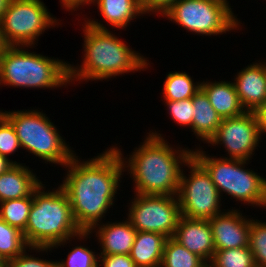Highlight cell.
Masks as SVG:
<instances>
[{"label": "cell", "instance_id": "8fae6325", "mask_svg": "<svg viewBox=\"0 0 266 267\" xmlns=\"http://www.w3.org/2000/svg\"><path fill=\"white\" fill-rule=\"evenodd\" d=\"M128 219L137 231L157 232L173 237L181 216L177 196L137 194Z\"/></svg>", "mask_w": 266, "mask_h": 267}, {"label": "cell", "instance_id": "836d02e7", "mask_svg": "<svg viewBox=\"0 0 266 267\" xmlns=\"http://www.w3.org/2000/svg\"><path fill=\"white\" fill-rule=\"evenodd\" d=\"M258 123L260 137L262 133L266 134V102L253 111Z\"/></svg>", "mask_w": 266, "mask_h": 267}, {"label": "cell", "instance_id": "ffe728a7", "mask_svg": "<svg viewBox=\"0 0 266 267\" xmlns=\"http://www.w3.org/2000/svg\"><path fill=\"white\" fill-rule=\"evenodd\" d=\"M193 122L192 132L201 140L209 142L216 134L222 118L212 107L208 96L200 90L192 97Z\"/></svg>", "mask_w": 266, "mask_h": 267}, {"label": "cell", "instance_id": "d6a6232c", "mask_svg": "<svg viewBox=\"0 0 266 267\" xmlns=\"http://www.w3.org/2000/svg\"><path fill=\"white\" fill-rule=\"evenodd\" d=\"M144 14L159 13L162 16L177 0H139Z\"/></svg>", "mask_w": 266, "mask_h": 267}, {"label": "cell", "instance_id": "603a6c76", "mask_svg": "<svg viewBox=\"0 0 266 267\" xmlns=\"http://www.w3.org/2000/svg\"><path fill=\"white\" fill-rule=\"evenodd\" d=\"M163 88L164 100L179 101L192 98L200 90L201 83H193L186 72H173L167 75Z\"/></svg>", "mask_w": 266, "mask_h": 267}, {"label": "cell", "instance_id": "7a4b0ae2", "mask_svg": "<svg viewBox=\"0 0 266 267\" xmlns=\"http://www.w3.org/2000/svg\"><path fill=\"white\" fill-rule=\"evenodd\" d=\"M148 134L143 145L134 150L128 161H124L126 158L122 157L124 167L128 168L133 177L135 192L144 195L177 196L181 166L190 160L193 150L181 147L176 150L168 145L160 133Z\"/></svg>", "mask_w": 266, "mask_h": 267}, {"label": "cell", "instance_id": "6da1fadb", "mask_svg": "<svg viewBox=\"0 0 266 267\" xmlns=\"http://www.w3.org/2000/svg\"><path fill=\"white\" fill-rule=\"evenodd\" d=\"M122 153L118 147L80 161L74 155L68 167V174L60 186L66 192L72 214L81 231H90L100 223L108 208L112 207L119 181L124 172Z\"/></svg>", "mask_w": 266, "mask_h": 267}, {"label": "cell", "instance_id": "cb8c5ba5", "mask_svg": "<svg viewBox=\"0 0 266 267\" xmlns=\"http://www.w3.org/2000/svg\"><path fill=\"white\" fill-rule=\"evenodd\" d=\"M32 203L33 194L29 197L0 202V218L24 232Z\"/></svg>", "mask_w": 266, "mask_h": 267}, {"label": "cell", "instance_id": "30bf717a", "mask_svg": "<svg viewBox=\"0 0 266 267\" xmlns=\"http://www.w3.org/2000/svg\"><path fill=\"white\" fill-rule=\"evenodd\" d=\"M186 165L190 177L182 170L177 194L181 216L208 220L221 214V197L210 175L193 157Z\"/></svg>", "mask_w": 266, "mask_h": 267}, {"label": "cell", "instance_id": "5bb4252c", "mask_svg": "<svg viewBox=\"0 0 266 267\" xmlns=\"http://www.w3.org/2000/svg\"><path fill=\"white\" fill-rule=\"evenodd\" d=\"M191 253L201 257L207 264L216 251L209 220L190 219L180 216L172 237Z\"/></svg>", "mask_w": 266, "mask_h": 267}, {"label": "cell", "instance_id": "484cf974", "mask_svg": "<svg viewBox=\"0 0 266 267\" xmlns=\"http://www.w3.org/2000/svg\"><path fill=\"white\" fill-rule=\"evenodd\" d=\"M208 267H256L249 246L216 250Z\"/></svg>", "mask_w": 266, "mask_h": 267}, {"label": "cell", "instance_id": "3957f363", "mask_svg": "<svg viewBox=\"0 0 266 267\" xmlns=\"http://www.w3.org/2000/svg\"><path fill=\"white\" fill-rule=\"evenodd\" d=\"M84 59L79 68L68 64L69 82L73 80H104L148 68L147 58L128 48L103 24L85 20ZM76 78V79H75Z\"/></svg>", "mask_w": 266, "mask_h": 267}, {"label": "cell", "instance_id": "d6986e66", "mask_svg": "<svg viewBox=\"0 0 266 267\" xmlns=\"http://www.w3.org/2000/svg\"><path fill=\"white\" fill-rule=\"evenodd\" d=\"M167 237L157 232L137 231L130 257L136 267H160Z\"/></svg>", "mask_w": 266, "mask_h": 267}, {"label": "cell", "instance_id": "74e56055", "mask_svg": "<svg viewBox=\"0 0 266 267\" xmlns=\"http://www.w3.org/2000/svg\"><path fill=\"white\" fill-rule=\"evenodd\" d=\"M6 47H7V44L5 43L3 39L1 26H0V54L6 49Z\"/></svg>", "mask_w": 266, "mask_h": 267}, {"label": "cell", "instance_id": "7402d4cb", "mask_svg": "<svg viewBox=\"0 0 266 267\" xmlns=\"http://www.w3.org/2000/svg\"><path fill=\"white\" fill-rule=\"evenodd\" d=\"M160 267H208V264L170 237L165 242Z\"/></svg>", "mask_w": 266, "mask_h": 267}, {"label": "cell", "instance_id": "4dcf8cb0", "mask_svg": "<svg viewBox=\"0 0 266 267\" xmlns=\"http://www.w3.org/2000/svg\"><path fill=\"white\" fill-rule=\"evenodd\" d=\"M26 249L17 257L7 261L6 267H56V261L39 259L27 254Z\"/></svg>", "mask_w": 266, "mask_h": 267}, {"label": "cell", "instance_id": "e575fe53", "mask_svg": "<svg viewBox=\"0 0 266 267\" xmlns=\"http://www.w3.org/2000/svg\"><path fill=\"white\" fill-rule=\"evenodd\" d=\"M93 0H61L60 2L63 4L62 6L68 9L69 11L71 10H76V8H81L80 5H89L91 4Z\"/></svg>", "mask_w": 266, "mask_h": 267}, {"label": "cell", "instance_id": "83f0119b", "mask_svg": "<svg viewBox=\"0 0 266 267\" xmlns=\"http://www.w3.org/2000/svg\"><path fill=\"white\" fill-rule=\"evenodd\" d=\"M88 247L75 246L70 253H68L67 260L62 262L56 261V267H100L99 257L94 254Z\"/></svg>", "mask_w": 266, "mask_h": 267}, {"label": "cell", "instance_id": "9a60e30c", "mask_svg": "<svg viewBox=\"0 0 266 267\" xmlns=\"http://www.w3.org/2000/svg\"><path fill=\"white\" fill-rule=\"evenodd\" d=\"M233 82L242 106L255 111L266 102V63H253L238 72Z\"/></svg>", "mask_w": 266, "mask_h": 267}, {"label": "cell", "instance_id": "ac0fdd59", "mask_svg": "<svg viewBox=\"0 0 266 267\" xmlns=\"http://www.w3.org/2000/svg\"><path fill=\"white\" fill-rule=\"evenodd\" d=\"M201 89L222 119L237 117L246 112L242 106L233 82H201Z\"/></svg>", "mask_w": 266, "mask_h": 267}, {"label": "cell", "instance_id": "1f68e13d", "mask_svg": "<svg viewBox=\"0 0 266 267\" xmlns=\"http://www.w3.org/2000/svg\"><path fill=\"white\" fill-rule=\"evenodd\" d=\"M99 259L102 267H136L130 255L126 254L99 255Z\"/></svg>", "mask_w": 266, "mask_h": 267}, {"label": "cell", "instance_id": "4fadbf2b", "mask_svg": "<svg viewBox=\"0 0 266 267\" xmlns=\"http://www.w3.org/2000/svg\"><path fill=\"white\" fill-rule=\"evenodd\" d=\"M208 220L216 250L249 246L251 219L247 220L237 209L222 212Z\"/></svg>", "mask_w": 266, "mask_h": 267}, {"label": "cell", "instance_id": "277c9868", "mask_svg": "<svg viewBox=\"0 0 266 267\" xmlns=\"http://www.w3.org/2000/svg\"><path fill=\"white\" fill-rule=\"evenodd\" d=\"M43 184L33 192L24 239L29 250L50 251L75 236L88 238L90 231H81L77 226L68 196L61 186L54 191H44ZM79 237V238H78Z\"/></svg>", "mask_w": 266, "mask_h": 267}, {"label": "cell", "instance_id": "8d00e7d4", "mask_svg": "<svg viewBox=\"0 0 266 267\" xmlns=\"http://www.w3.org/2000/svg\"><path fill=\"white\" fill-rule=\"evenodd\" d=\"M10 1L11 0H0V21L2 20Z\"/></svg>", "mask_w": 266, "mask_h": 267}, {"label": "cell", "instance_id": "d4e9b609", "mask_svg": "<svg viewBox=\"0 0 266 267\" xmlns=\"http://www.w3.org/2000/svg\"><path fill=\"white\" fill-rule=\"evenodd\" d=\"M28 247L23 232L0 218V255L6 262L17 257Z\"/></svg>", "mask_w": 266, "mask_h": 267}, {"label": "cell", "instance_id": "f35d334b", "mask_svg": "<svg viewBox=\"0 0 266 267\" xmlns=\"http://www.w3.org/2000/svg\"><path fill=\"white\" fill-rule=\"evenodd\" d=\"M6 260L0 255V267H6Z\"/></svg>", "mask_w": 266, "mask_h": 267}, {"label": "cell", "instance_id": "5b68a950", "mask_svg": "<svg viewBox=\"0 0 266 267\" xmlns=\"http://www.w3.org/2000/svg\"><path fill=\"white\" fill-rule=\"evenodd\" d=\"M21 47L7 46L0 54V85L52 89L70 84L68 63Z\"/></svg>", "mask_w": 266, "mask_h": 267}, {"label": "cell", "instance_id": "2e32d148", "mask_svg": "<svg viewBox=\"0 0 266 267\" xmlns=\"http://www.w3.org/2000/svg\"><path fill=\"white\" fill-rule=\"evenodd\" d=\"M95 229L97 230L96 236L98 235V242L102 247V251L99 255H130L137 230L132 226L129 219L124 222L97 224L90 230V232L92 233Z\"/></svg>", "mask_w": 266, "mask_h": 267}, {"label": "cell", "instance_id": "ba28073f", "mask_svg": "<svg viewBox=\"0 0 266 267\" xmlns=\"http://www.w3.org/2000/svg\"><path fill=\"white\" fill-rule=\"evenodd\" d=\"M227 0H177L163 15L197 35H218L239 28Z\"/></svg>", "mask_w": 266, "mask_h": 267}, {"label": "cell", "instance_id": "7c38bea8", "mask_svg": "<svg viewBox=\"0 0 266 267\" xmlns=\"http://www.w3.org/2000/svg\"><path fill=\"white\" fill-rule=\"evenodd\" d=\"M261 139L254 112L222 119L216 134L208 143L224 144L229 158L249 161Z\"/></svg>", "mask_w": 266, "mask_h": 267}, {"label": "cell", "instance_id": "4316f807", "mask_svg": "<svg viewBox=\"0 0 266 267\" xmlns=\"http://www.w3.org/2000/svg\"><path fill=\"white\" fill-rule=\"evenodd\" d=\"M249 249L254 256L256 267H266V222L251 220Z\"/></svg>", "mask_w": 266, "mask_h": 267}, {"label": "cell", "instance_id": "f546056e", "mask_svg": "<svg viewBox=\"0 0 266 267\" xmlns=\"http://www.w3.org/2000/svg\"><path fill=\"white\" fill-rule=\"evenodd\" d=\"M172 119L180 126H188L192 129L193 104L192 98L179 101L164 100Z\"/></svg>", "mask_w": 266, "mask_h": 267}, {"label": "cell", "instance_id": "d590c367", "mask_svg": "<svg viewBox=\"0 0 266 267\" xmlns=\"http://www.w3.org/2000/svg\"><path fill=\"white\" fill-rule=\"evenodd\" d=\"M16 161H12L9 158L0 154V175L5 173Z\"/></svg>", "mask_w": 266, "mask_h": 267}, {"label": "cell", "instance_id": "52a82bcc", "mask_svg": "<svg viewBox=\"0 0 266 267\" xmlns=\"http://www.w3.org/2000/svg\"><path fill=\"white\" fill-rule=\"evenodd\" d=\"M0 112L14 126L20 146L35 156L64 167L76 155L46 114L38 110Z\"/></svg>", "mask_w": 266, "mask_h": 267}, {"label": "cell", "instance_id": "44dd1931", "mask_svg": "<svg viewBox=\"0 0 266 267\" xmlns=\"http://www.w3.org/2000/svg\"><path fill=\"white\" fill-rule=\"evenodd\" d=\"M92 3H97L104 20L118 29L126 28L133 18L144 14L139 0H93Z\"/></svg>", "mask_w": 266, "mask_h": 267}, {"label": "cell", "instance_id": "f1b7e54d", "mask_svg": "<svg viewBox=\"0 0 266 267\" xmlns=\"http://www.w3.org/2000/svg\"><path fill=\"white\" fill-rule=\"evenodd\" d=\"M20 143L12 123L0 112V154L8 156L20 148Z\"/></svg>", "mask_w": 266, "mask_h": 267}, {"label": "cell", "instance_id": "9c48e42d", "mask_svg": "<svg viewBox=\"0 0 266 267\" xmlns=\"http://www.w3.org/2000/svg\"><path fill=\"white\" fill-rule=\"evenodd\" d=\"M52 17L41 0H11L0 21L3 39L7 46L35 45L47 28L59 23Z\"/></svg>", "mask_w": 266, "mask_h": 267}, {"label": "cell", "instance_id": "8992f818", "mask_svg": "<svg viewBox=\"0 0 266 267\" xmlns=\"http://www.w3.org/2000/svg\"><path fill=\"white\" fill-rule=\"evenodd\" d=\"M192 157L207 171L221 196L226 192L236 201L266 207V179L246 170L247 160L228 157L213 158L201 149L193 150Z\"/></svg>", "mask_w": 266, "mask_h": 267}, {"label": "cell", "instance_id": "e0dca14e", "mask_svg": "<svg viewBox=\"0 0 266 267\" xmlns=\"http://www.w3.org/2000/svg\"><path fill=\"white\" fill-rule=\"evenodd\" d=\"M41 183L29 167L14 163L0 175V202L29 197Z\"/></svg>", "mask_w": 266, "mask_h": 267}]
</instances>
